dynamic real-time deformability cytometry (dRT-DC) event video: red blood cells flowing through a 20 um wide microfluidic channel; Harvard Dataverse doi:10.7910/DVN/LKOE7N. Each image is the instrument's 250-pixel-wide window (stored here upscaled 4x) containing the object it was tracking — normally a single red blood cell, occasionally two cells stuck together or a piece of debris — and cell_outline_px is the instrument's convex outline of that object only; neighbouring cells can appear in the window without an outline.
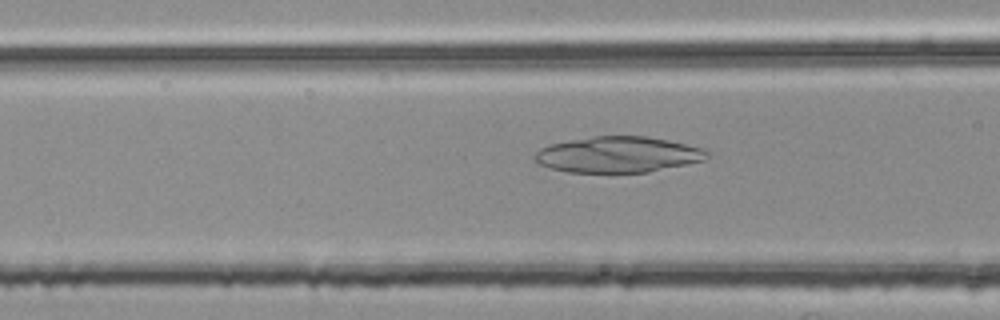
{"species": "common noctule bat (a hibernating species)", "species_latin": "Nyctalus noctula", "temperature_condition": "room temperature", "stored_images_in_passage": 12, "camera_frame_rate_fps": 3000, "um_per_image_px": 0.085, "animal": {"sex": "female", "body_mass_g": 25.1}, "frame": {"image": 1, "passage_image": 10, "time_ms": 3.0, "image_size_px": [1000, 320], "cell_outline_px": [[712, 152], [704, 160], [688, 164], [648, 172], [568, 172], [552, 168], [540, 164], [532, 160], [532, 156], [540, 148], [552, 144], [592, 136], [644, 136], [668, 140], [700, 148]], "centroid_in_image_um": [52.52, 13.14], "position_along_channel_um": 114.1, "area_um2": 35.89}}